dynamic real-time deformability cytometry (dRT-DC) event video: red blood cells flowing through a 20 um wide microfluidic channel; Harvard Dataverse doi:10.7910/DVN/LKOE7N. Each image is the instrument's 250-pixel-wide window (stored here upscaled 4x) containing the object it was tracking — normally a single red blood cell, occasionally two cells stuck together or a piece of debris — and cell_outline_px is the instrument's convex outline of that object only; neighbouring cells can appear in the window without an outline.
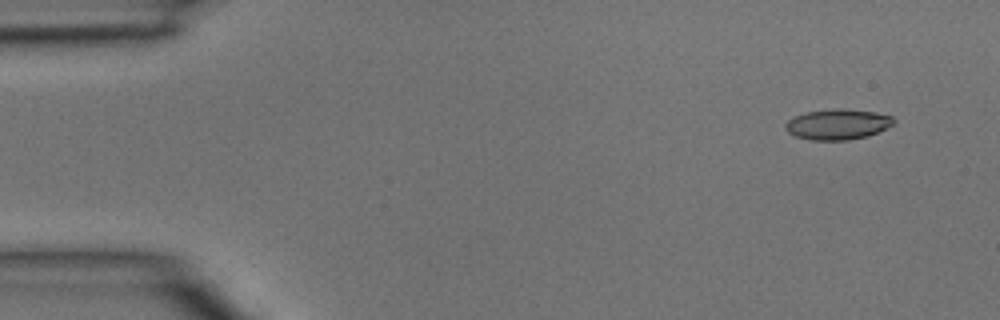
{"species": "common noctule bat (a hibernating species)", "species_latin": "Nyctalus noctula", "temperature_condition": "room temperature", "stored_images_in_passage": 3, "camera_frame_rate_fps": 3000, "um_per_image_px": 0.085, "animal": {"sex": "male", "body_mass_g": 15.6}, "frame": {"image": 1, "passage_image": 1, "time_ms": 0.0, "image_size_px": [1000, 320], "cell_outline_px": [[896, 120], [892, 124], [868, 136], [848, 140], [812, 140], [796, 136], [788, 132], [784, 128], [784, 124], [788, 120], [796, 116], [808, 112], [840, 108], [876, 112], [892, 116]], "centroid_in_image_um": [71.19, 10.57], "position_along_channel_um": 13.8, "area_um2": 19.02}}